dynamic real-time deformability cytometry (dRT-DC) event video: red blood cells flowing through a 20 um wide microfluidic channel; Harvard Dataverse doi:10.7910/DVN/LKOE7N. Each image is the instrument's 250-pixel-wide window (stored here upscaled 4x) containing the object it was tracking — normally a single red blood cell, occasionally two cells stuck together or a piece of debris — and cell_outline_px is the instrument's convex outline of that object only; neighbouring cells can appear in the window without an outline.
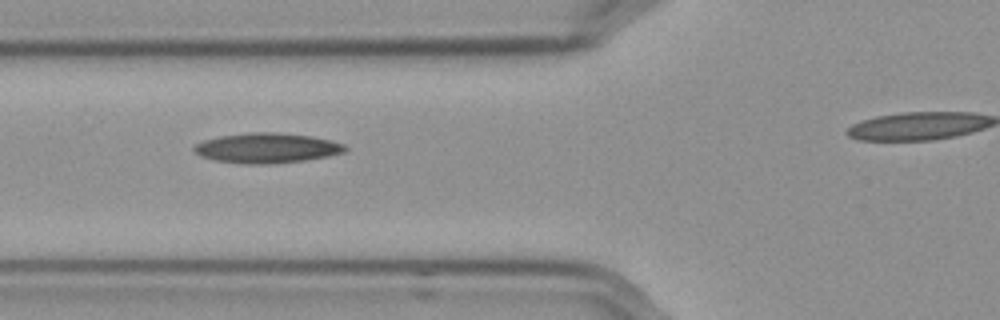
{"species": "Egyptian fruit bat (a non-hibernating species)", "species_latin": "Rousettus aegyptiacus", "temperature_condition": "cold", "stored_images_in_passage": 24, "camera_frame_rate_fps": 3000, "um_per_image_px": 0.085, "frame": {"image": 1, "passage_image": 4, "time_ms": 1.0, "image_size_px": [1000, 320], "cell_outline_px": [[348, 148], [344, 152], [328, 156], [304, 160], [272, 164], [244, 164], [216, 160], [200, 156], [192, 148], [196, 144], [204, 140], [220, 136], [252, 132], [276, 132], [312, 136], [332, 140], [344, 144]], "centroid_in_image_um": [22.71, 12.58], "position_along_channel_um": 103.1, "area_um2": 26.41}}